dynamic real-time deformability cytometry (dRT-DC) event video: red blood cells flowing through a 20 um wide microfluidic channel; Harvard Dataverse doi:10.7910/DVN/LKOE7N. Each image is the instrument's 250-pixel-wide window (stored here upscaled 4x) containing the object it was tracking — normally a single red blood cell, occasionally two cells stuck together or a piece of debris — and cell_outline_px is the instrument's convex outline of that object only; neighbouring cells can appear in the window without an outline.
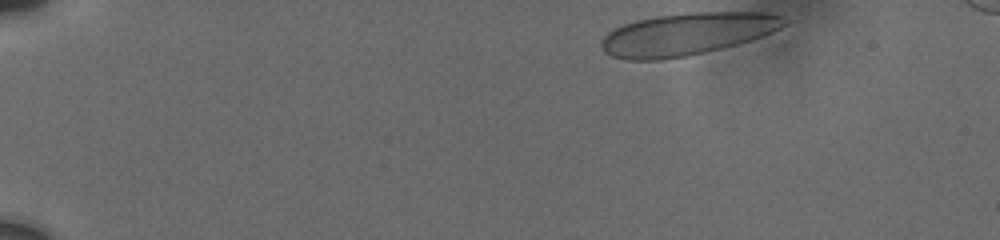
{"species": "human", "species_latin": "Homo sapiens", "temperature_condition": "cold", "stored_images_in_passage": 9, "camera_frame_rate_fps": 3000, "um_per_image_px": 0.085, "donor": {"sex": "male"}, "frame": {"image": 1, "passage_image": 1, "time_ms": 0.0, "image_size_px": [1000, 240], "cell_outline_px": [[796, 20], [772, 32], [736, 44], [704, 52], [684, 56], [660, 60], [628, 60], [612, 56], [604, 52], [600, 48], [600, 40], [608, 32], [624, 24], [636, 20], [656, 16], [692, 12], [768, 12], [784, 16]], "centroid_in_image_um": [58.43, 2.88], "position_along_channel_um": 26.6, "area_um2": 45.26}}